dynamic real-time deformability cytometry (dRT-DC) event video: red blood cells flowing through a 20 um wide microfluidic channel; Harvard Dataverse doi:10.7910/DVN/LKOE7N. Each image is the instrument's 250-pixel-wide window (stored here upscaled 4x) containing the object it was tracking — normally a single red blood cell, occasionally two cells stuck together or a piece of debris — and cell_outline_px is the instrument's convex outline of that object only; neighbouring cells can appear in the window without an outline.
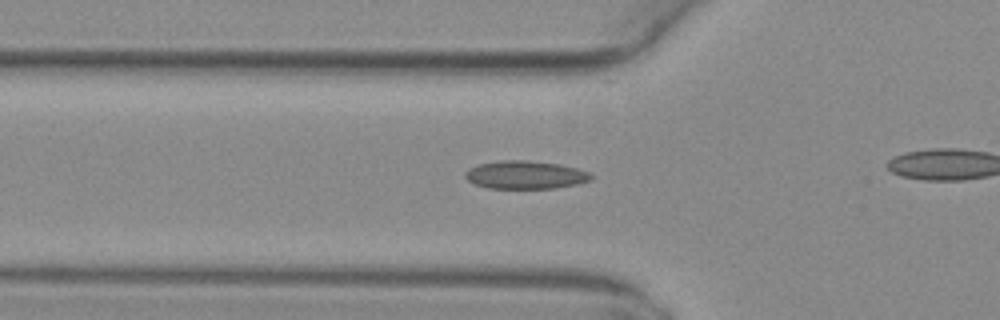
{"species": "common noctule bat (a hibernating species)", "species_latin": "Nyctalus noctula", "temperature_condition": "warm", "stored_images_in_passage": 30, "camera_frame_rate_fps": 3000, "um_per_image_px": 0.085, "animal": {"sex": "female", "body_mass_g": 29.2, "forearm_length_mm": 56.3}, "frame": {"image": 1, "passage_image": 13, "time_ms": 4.0, "image_size_px": [1000, 320], "cell_outline_px": [[592, 180], [576, 184], [556, 188], [488, 188], [476, 184], [468, 180], [464, 176], [464, 172], [468, 168], [480, 164], [500, 160], [524, 160], [560, 164], [576, 168], [588, 172], [592, 176]], "centroid_in_image_um": [44.64, 14.86], "position_along_channel_um": 81.2, "area_um2": 20.52}}
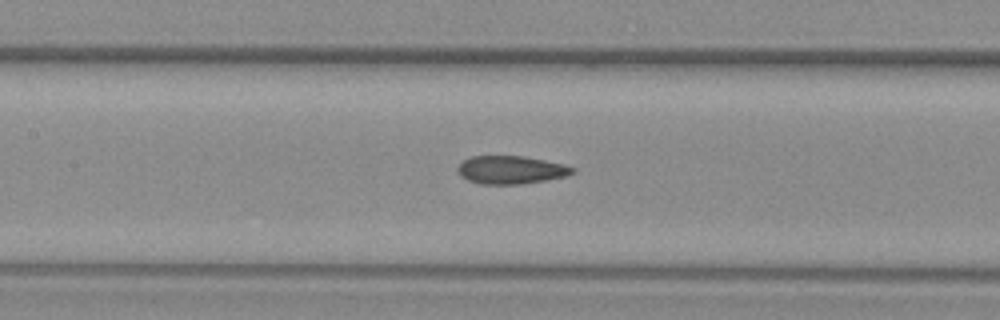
{"frame": {"image": 2, "passage_image": 19, "time_ms": 6.0, "image_size_px": [1000, 320], "cell_outline_px": [[576, 172], [568, 176], [548, 180], [520, 184], [480, 184], [468, 180], [460, 176], [456, 168], [464, 160], [472, 156], [520, 156], [544, 160], [564, 164], [576, 168]], "centroid_in_image_um": [43.46, 14.45], "position_along_channel_um": 163.9, "area_um2": 18.9}}
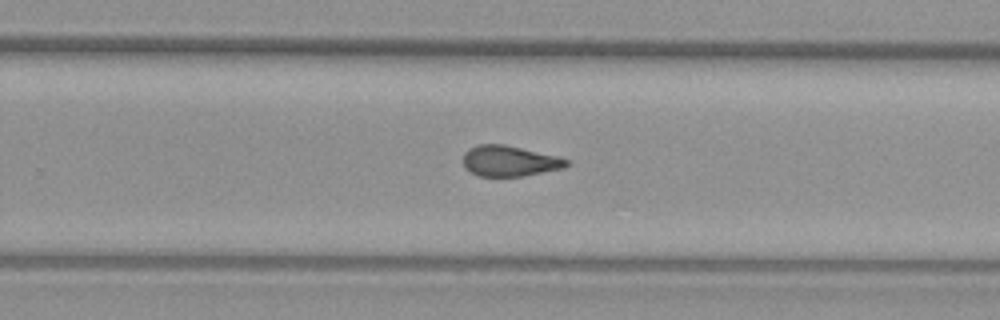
{"frame": {"image": 3, "passage_image": 28, "time_ms": 9.0, "image_size_px": [1000, 320], "cell_outline_px": [[572, 164], [564, 168], [524, 176], [476, 176], [464, 168], [464, 152], [468, 148], [476, 144], [504, 144], [556, 156], [568, 160]], "centroid_in_image_um": [43.29, 13.69], "position_along_channel_um": 286.5, "area_um2": 18.61}}